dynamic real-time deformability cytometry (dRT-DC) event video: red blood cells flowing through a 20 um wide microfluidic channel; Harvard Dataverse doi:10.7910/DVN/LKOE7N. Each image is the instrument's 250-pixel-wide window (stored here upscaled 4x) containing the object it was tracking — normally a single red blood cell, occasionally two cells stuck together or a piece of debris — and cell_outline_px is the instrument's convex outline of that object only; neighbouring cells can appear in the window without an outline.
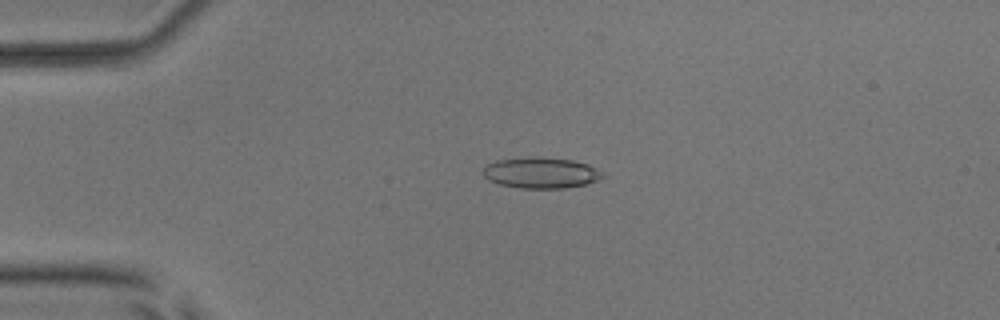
{"species": "common noctule bat (a hibernating species)", "species_latin": "Nyctalus noctula", "temperature_condition": "room temperature", "stored_images_in_passage": 54, "camera_frame_rate_fps": 3000, "um_per_image_px": 0.085, "animal": {"sex": "male", "body_mass_g": 17.9, "forearm_length_mm": 54.2}, "frame": {"image": 1, "passage_image": 13, "time_ms": 4.0, "image_size_px": [1000, 320], "cell_outline_px": [[604, 176], [596, 180], [584, 184], [564, 188], [520, 188], [500, 184], [488, 180], [480, 172], [488, 164], [496, 160], [532, 156], [536, 156], [572, 160], [588, 164], [604, 172]], "centroid_in_image_um": [45.95, 14.68], "position_along_channel_um": 39.0, "area_um2": 21.62}}
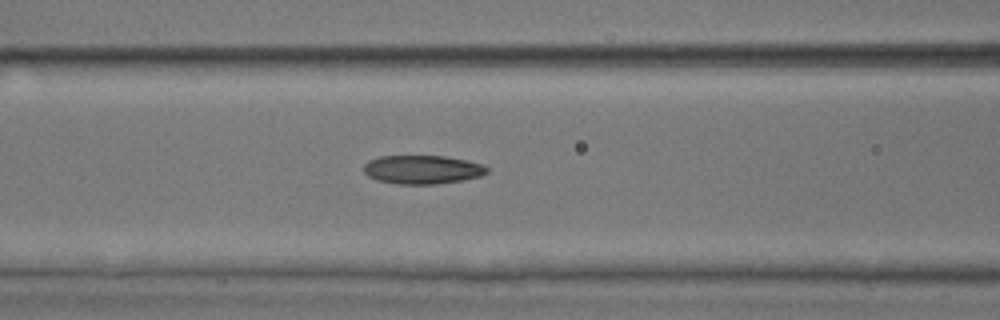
{"frame": {"image": 2, "passage_image": 23, "time_ms": 7.333, "image_size_px": [1000, 320], "cell_outline_px": [[488, 172], [480, 176], [464, 180], [436, 184], [396, 184], [376, 180], [368, 176], [364, 172], [364, 164], [368, 160], [380, 156], [444, 156], [468, 160], [480, 164], [488, 168]], "centroid_in_image_um": [35.88, 14.41], "position_along_channel_um": 130.7, "area_um2": 20.69}}
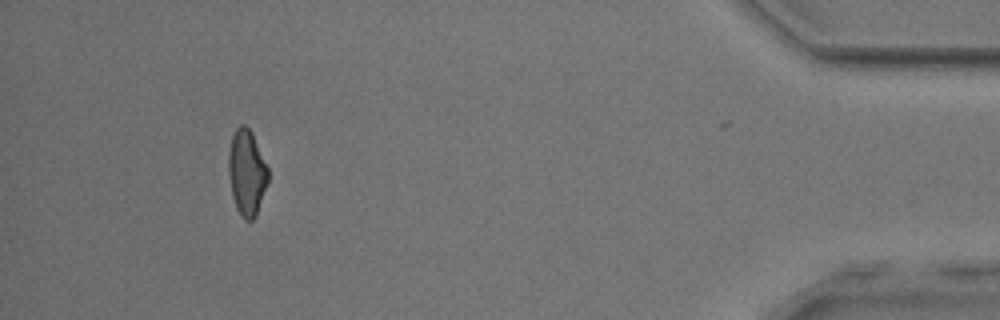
{"frame": {"image": 3, "passage_image": 50, "time_ms": 16.333, "image_size_px": [1000, 320], "cell_outline_px": [[268, 180], [256, 216], [252, 220], [244, 220], [240, 216], [236, 208], [232, 196], [228, 172], [228, 152], [232, 136], [236, 128], [240, 124], [244, 124], [252, 132], [268, 168]], "centroid_in_image_um": [20.96, 14.67], "position_along_channel_um": 414.2, "area_um2": 19.83}, "authors_computed_cell_mechanics": {"area_um2": 20.8369, "velocity_mm_per_s": 3.845, "shape_relaxation_time_tau1_ms": 5.678, "shape_relaxation_time_tau2_ms": 2.9773, "deformation_change_tau1": 0.1476, "deformation_change_tau2": 0.1063}}